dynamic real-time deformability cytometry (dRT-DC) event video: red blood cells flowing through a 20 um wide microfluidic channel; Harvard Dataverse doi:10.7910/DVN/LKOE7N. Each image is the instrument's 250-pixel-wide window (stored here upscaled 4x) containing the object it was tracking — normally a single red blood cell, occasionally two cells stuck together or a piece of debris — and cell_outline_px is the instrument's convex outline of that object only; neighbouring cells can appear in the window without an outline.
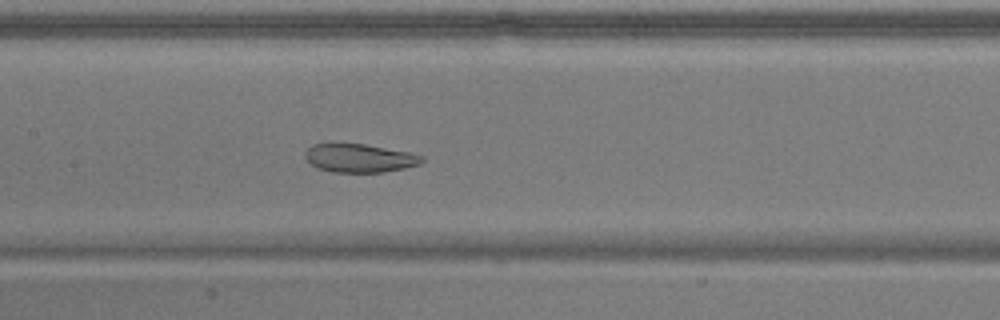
{"species": "common noctule bat (a hibernating species)", "species_latin": "Nyctalus noctula", "temperature_condition": "warm", "stored_images_in_passage": 55, "camera_frame_rate_fps": 3000, "um_per_image_px": 0.085, "animal": {"sex": "male", "body_mass_g": 17.9}, "frame": {"image": 1, "passage_image": 26, "time_ms": 8.333, "image_size_px": [1000, 320], "cell_outline_px": [[424, 160], [420, 164], [404, 168], [384, 172], [332, 172], [316, 168], [304, 156], [304, 152], [312, 144], [364, 144], [408, 152], [424, 156]], "centroid_in_image_um": [30.55, 13.44], "position_along_channel_um": 176.8, "area_um2": 19.25}}
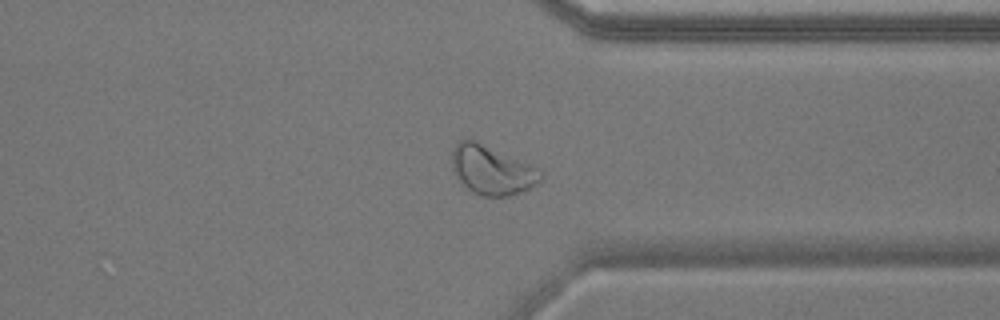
{"frame": {"image": 2, "passage_image": 42, "time_ms": 13.667, "image_size_px": [1000, 320], "cell_outline_px": [[544, 176], [536, 184], [520, 192], [508, 196], [484, 196], [472, 192], [460, 180], [452, 168], [452, 148], [460, 140], [476, 140], [528, 164], [544, 172]], "centroid_in_image_um": [41.8, 14.45], "position_along_channel_um": 369.6, "area_um2": 24.91}}
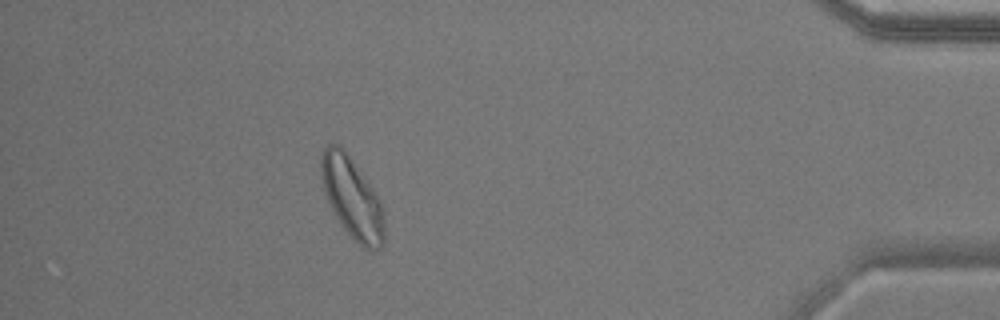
{"frame": {"image": 3, "passage_image": 49, "time_ms": 16.0, "image_size_px": [1000, 320], "cell_outline_px": [[384, 244], [380, 248], [372, 252], [364, 248], [344, 228], [336, 216], [324, 192], [320, 172], [320, 156], [324, 148], [328, 144], [340, 144], [344, 148], [372, 188], [380, 200], [384, 212]], "centroid_in_image_um": [29.93, 16.8], "position_along_channel_um": 405.3, "area_um2": 29.71}, "authors_computed_cell_mechanics": {"area_um2": 27.2816, "velocity_mm_per_s": 3.6557, "shape_relaxation_time_tau1_ms": null, "shape_relaxation_time_tau2_ms": 2.5434, "deformation_change_tau1": null, "deformation_change_tau2": 0.0871}}